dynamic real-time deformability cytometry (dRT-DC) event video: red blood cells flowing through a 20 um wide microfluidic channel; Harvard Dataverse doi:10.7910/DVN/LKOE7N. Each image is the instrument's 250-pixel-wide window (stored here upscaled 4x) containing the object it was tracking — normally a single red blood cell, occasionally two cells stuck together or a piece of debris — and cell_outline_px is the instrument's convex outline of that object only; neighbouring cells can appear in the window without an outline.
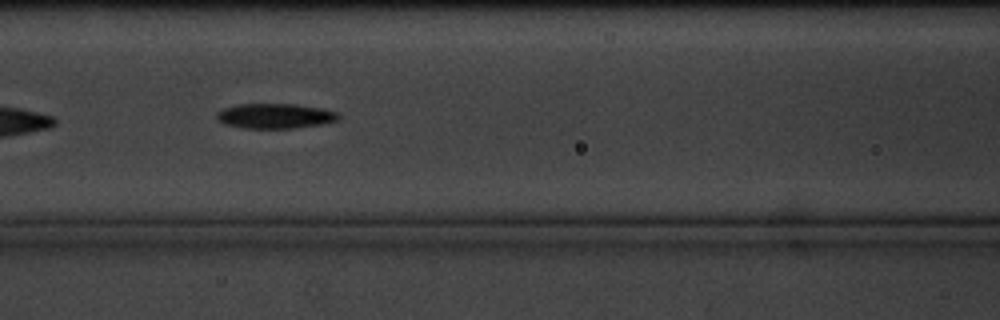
{"species": "common noctule bat (a hibernating species)", "species_latin": "Nyctalus noctula", "temperature_condition": "cold", "stored_images_in_passage": 8, "camera_frame_rate_fps": 3000, "um_per_image_px": 0.085, "animal": {"sex": "male", "body_mass_g": 20.1, "forearm_length_mm": 53.5}, "frame": {"image": 1, "passage_image": 8, "time_ms": 8.0, "image_size_px": [1000, 320], "cell_outline_px": [[340, 116], [336, 120], [320, 124], [292, 128], [244, 128], [224, 124], [216, 120], [216, 112], [224, 108], [240, 104], [296, 104], [324, 108], [336, 112]], "centroid_in_image_um": [23.34, 9.85], "position_along_channel_um": 143.3, "area_um2": 17.69}}